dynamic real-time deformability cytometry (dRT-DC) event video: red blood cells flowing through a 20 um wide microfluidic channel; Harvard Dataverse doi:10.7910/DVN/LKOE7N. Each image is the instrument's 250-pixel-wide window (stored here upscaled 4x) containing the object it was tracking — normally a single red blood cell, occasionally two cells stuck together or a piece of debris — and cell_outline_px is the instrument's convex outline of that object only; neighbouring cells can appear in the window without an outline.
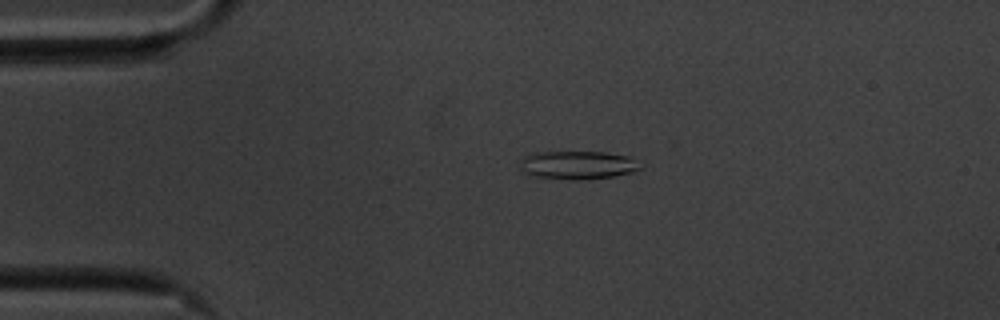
{"species": "common noctule bat (a hibernating species)", "species_latin": "Nyctalus noctula", "temperature_condition": "cold", "stored_images_in_passage": 57, "camera_frame_rate_fps": 3000, "um_per_image_px": 0.085, "animal": {"sex": "male", "body_mass_g": 20.1, "forearm_length_mm": 53.5}, "frame": {"image": 1, "passage_image": 12, "time_ms": 3.667, "image_size_px": [1000, 320], "cell_outline_px": [[644, 168], [632, 172], [612, 176], [580, 180], [572, 180], [536, 176], [524, 172], [520, 168], [520, 160], [524, 156], [532, 152], [608, 152], [632, 156], [644, 164]], "centroid_in_image_um": [49.18, 14.01], "position_along_channel_um": 35.8, "area_um2": 20.23}}
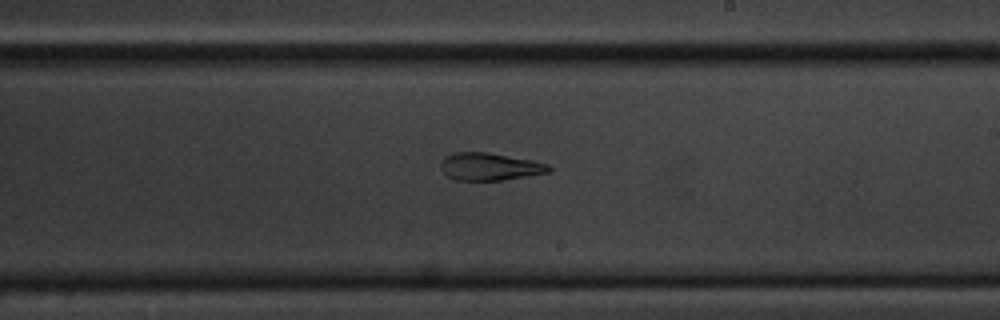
{"frame": {"image": 2, "passage_image": 33, "time_ms": 10.667, "image_size_px": [1000, 320], "cell_outline_px": [[552, 172], [500, 180], [456, 180], [448, 176], [440, 168], [440, 164], [444, 156], [456, 152], [488, 152], [532, 160], [548, 164], [552, 168]], "centroid_in_image_um": [41.63, 14.15], "position_along_channel_um": 247.4, "area_um2": 17.34}}
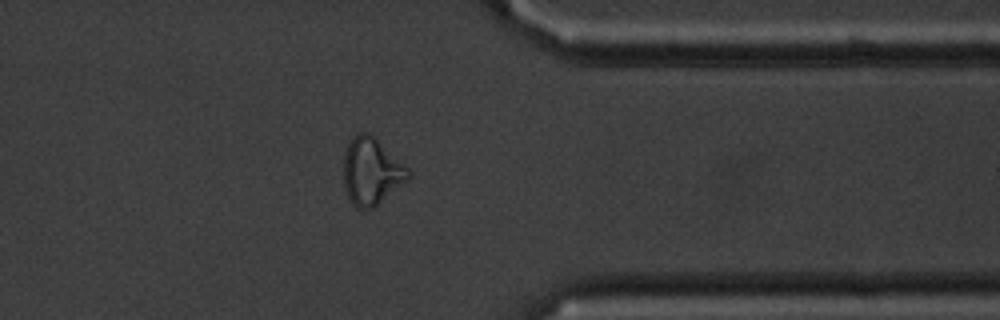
{"frame": {"image": 3, "passage_image": 45, "time_ms": 14.667, "image_size_px": [1000, 320], "cell_outline_px": [[412, 176], [408, 180], [372, 208], [356, 208], [352, 204], [344, 188], [344, 156], [348, 144], [352, 136], [356, 132], [368, 132], [408, 168], [412, 172]], "centroid_in_image_um": [31.56, 14.56], "position_along_channel_um": 379.8, "area_um2": 24.97}, "authors_computed_cell_mechanics": {"area_um2": 20.2878, "velocity_mm_per_s": 3.5123, "shape_relaxation_time_tau1_ms": null, "shape_relaxation_time_tau2_ms": 2.8194, "deformation_change_tau1": null, "deformation_change_tau2": 0.1153}}